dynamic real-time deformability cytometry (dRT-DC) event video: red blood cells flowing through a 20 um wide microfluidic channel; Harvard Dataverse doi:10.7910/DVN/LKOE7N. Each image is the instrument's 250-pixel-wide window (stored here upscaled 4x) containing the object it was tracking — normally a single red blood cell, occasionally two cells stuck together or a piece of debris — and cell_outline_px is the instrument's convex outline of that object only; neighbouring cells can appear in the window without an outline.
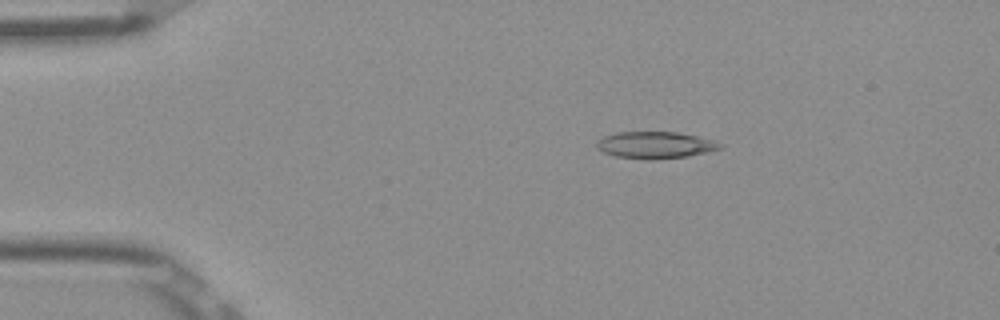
{"species": "Egyptian fruit bat (a non-hibernating species)", "species_latin": "Rousettus aegyptiacus", "temperature_condition": "room temperature", "stored_images_in_passage": 52, "camera_frame_rate_fps": 3000, "um_per_image_px": 0.085, "frame": {"image": 1, "passage_image": 10, "time_ms": 3.0, "image_size_px": [1000, 320], "cell_outline_px": [[724, 148], [688, 156], [652, 160], [648, 160], [616, 156], [604, 152], [596, 148], [596, 140], [604, 136], [616, 132], [676, 132], [696, 136], [712, 140], [724, 144]], "centroid_in_image_um": [55.69, 12.33], "position_along_channel_um": 29.3, "area_um2": 19.36}}
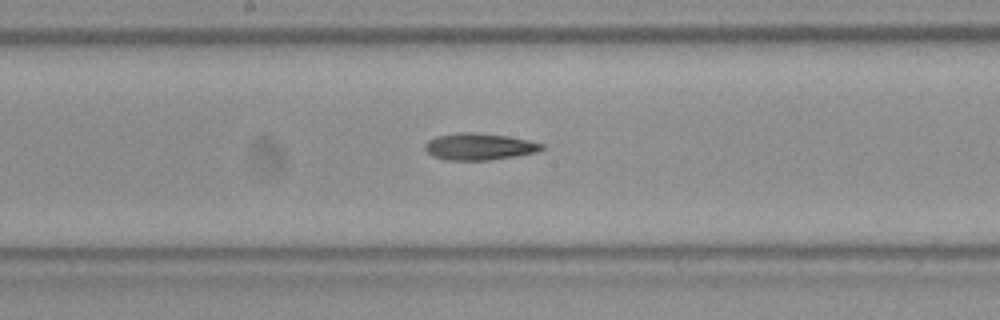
{"frame": {"image": 2, "passage_image": 28, "time_ms": 9.0, "image_size_px": [1000, 320], "cell_outline_px": [[544, 148], [536, 152], [516, 156], [488, 160], [448, 160], [432, 156], [424, 148], [424, 144], [428, 140], [436, 136], [460, 132], [472, 132], [504, 136], [528, 140], [544, 144]], "centroid_in_image_um": [40.7, 12.46], "position_along_channel_um": 207.5, "area_um2": 18.09}}
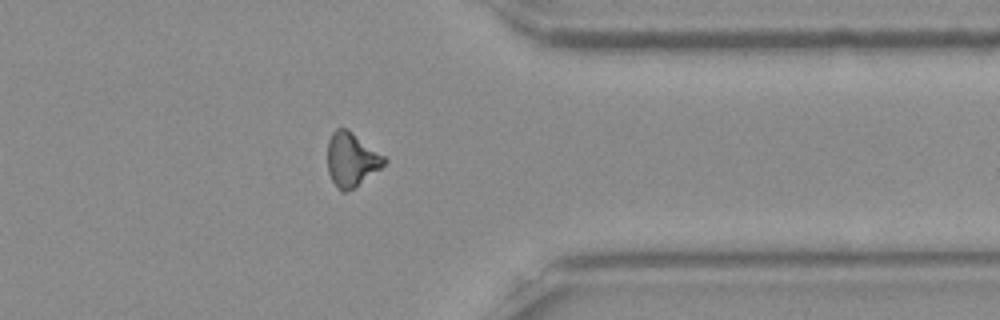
{"frame": {"image": 3, "passage_image": 42, "time_ms": 13.667, "image_size_px": [1000, 320], "cell_outline_px": [[388, 160], [380, 168], [352, 188], [344, 192], [340, 192], [336, 188], [328, 172], [328, 140], [332, 132], [336, 128], [348, 128], [384, 156]], "centroid_in_image_um": [29.85, 13.53], "position_along_channel_um": 381.6, "area_um2": 17.63}}